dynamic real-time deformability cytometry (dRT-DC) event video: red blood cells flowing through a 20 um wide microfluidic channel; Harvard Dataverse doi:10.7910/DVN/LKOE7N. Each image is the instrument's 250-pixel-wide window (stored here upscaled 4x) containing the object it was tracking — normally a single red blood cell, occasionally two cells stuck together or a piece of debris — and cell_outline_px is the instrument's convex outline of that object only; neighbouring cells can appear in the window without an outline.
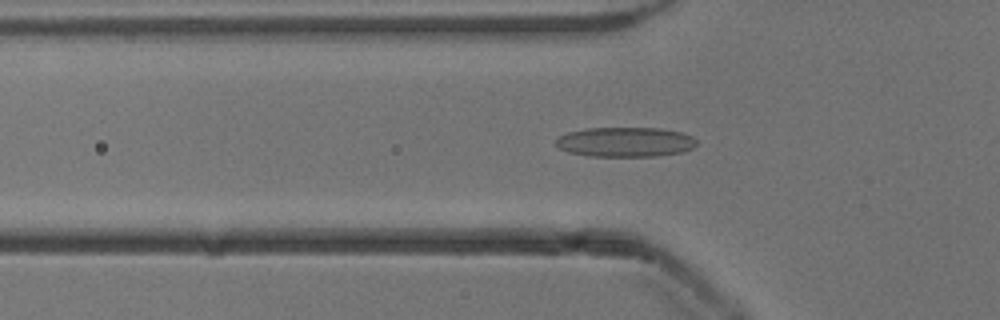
{"species": "common noctule bat (a hibernating species)", "species_latin": "Nyctalus noctula", "temperature_condition": "cold", "stored_images_in_passage": 21, "camera_frame_rate_fps": 3000, "um_per_image_px": 0.085, "animal": {"sex": "male", "body_mass_g": 13.3}, "frame": {"image": 1, "passage_image": 6, "time_ms": 1.667, "image_size_px": [1000, 320], "cell_outline_px": [[696, 144], [692, 148], [684, 152], [656, 156], [592, 156], [568, 152], [560, 148], [556, 144], [556, 140], [560, 136], [568, 132], [584, 128], [660, 128], [680, 132], [692, 136], [696, 140]], "centroid_in_image_um": [53.16, 12.07], "position_along_channel_um": 72.6, "area_um2": 24.33}}
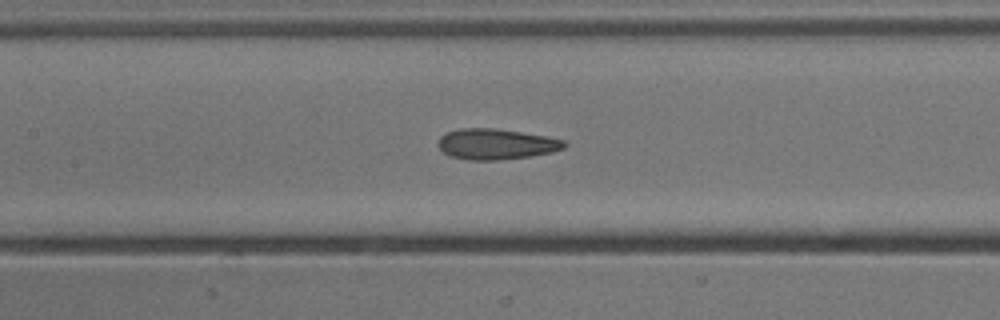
{"frame": {"image": 2, "passage_image": 13, "time_ms": 4.0, "image_size_px": [1000, 320], "cell_outline_px": [[568, 144], [564, 148], [552, 152], [528, 156], [500, 160], [468, 160], [452, 156], [444, 152], [436, 144], [440, 136], [444, 132], [460, 128], [496, 128], [544, 136], [564, 140]], "centroid_in_image_um": [42.13, 12.24], "position_along_channel_um": 165.3, "area_um2": 22.54}}
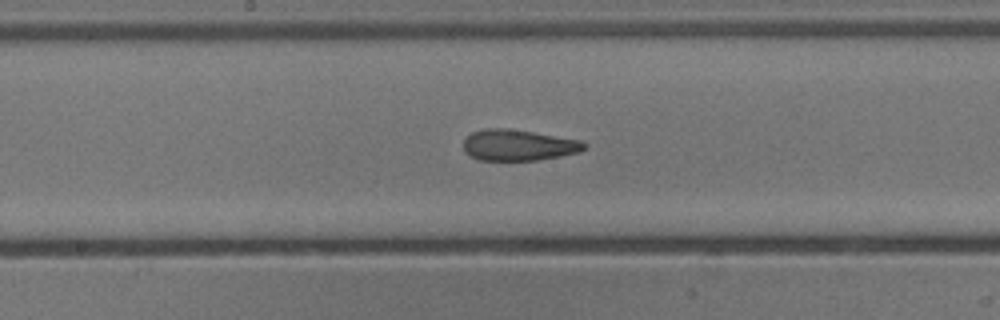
{"frame": {"image": 3, "passage_image": 16, "time_ms": 5.0, "image_size_px": [1000, 320], "cell_outline_px": [[588, 148], [580, 152], [560, 156], [536, 160], [480, 160], [464, 152], [464, 140], [472, 132], [484, 128], [508, 128], [580, 140], [588, 144]], "centroid_in_image_um": [44.09, 12.33], "position_along_channel_um": 204.1, "area_um2": 21.85}}